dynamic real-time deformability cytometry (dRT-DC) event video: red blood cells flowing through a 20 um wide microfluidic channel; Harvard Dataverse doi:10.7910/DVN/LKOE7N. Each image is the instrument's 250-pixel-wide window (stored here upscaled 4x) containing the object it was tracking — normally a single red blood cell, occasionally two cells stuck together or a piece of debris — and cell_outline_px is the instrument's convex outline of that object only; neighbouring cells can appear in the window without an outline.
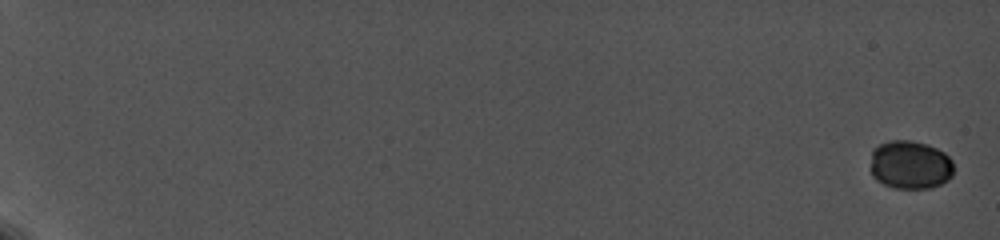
{"species": "common noctule bat (a hibernating species)", "species_latin": "Nyctalus noctula", "temperature_condition": "cold", "stored_images_in_passage": 15, "camera_frame_rate_fps": 5000, "um_per_image_px": 0.085, "animal": {"sex": "female", "body_mass_g": 19.0, "forearm_length_mm": 56.7}, "frame": {"image": 1, "passage_image": 1, "time_ms": 0.0, "image_size_px": [1000, 240], "cell_outline_px": [[952, 176], [948, 180], [940, 184], [928, 188], [896, 188], [884, 184], [876, 180], [872, 176], [872, 148], [888, 140], [912, 140], [928, 144], [944, 152], [952, 160]], "centroid_in_image_um": [77.36, 13.99], "position_along_channel_um": 7.6, "area_um2": 23.58}}
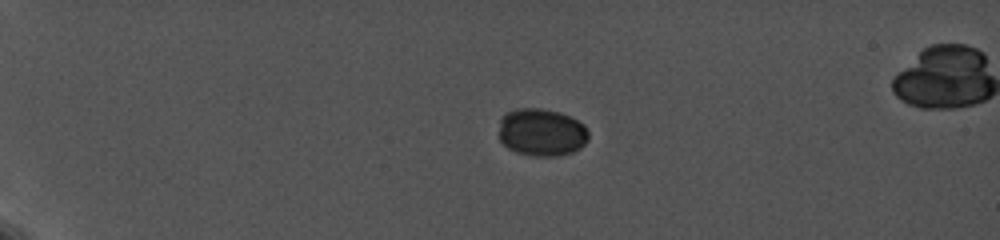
{"frame": {"image": 2, "passage_image": 11, "time_ms": 5.4, "image_size_px": [1000, 240], "cell_outline_px": [[588, 140], [580, 148], [572, 152], [556, 156], [532, 156], [516, 152], [508, 148], [500, 140], [500, 120], [508, 112], [516, 108], [540, 108], [560, 112], [584, 124], [588, 132]], "centroid_in_image_um": [46.04, 11.25], "position_along_channel_um": 39.0, "area_um2": 24.8}}